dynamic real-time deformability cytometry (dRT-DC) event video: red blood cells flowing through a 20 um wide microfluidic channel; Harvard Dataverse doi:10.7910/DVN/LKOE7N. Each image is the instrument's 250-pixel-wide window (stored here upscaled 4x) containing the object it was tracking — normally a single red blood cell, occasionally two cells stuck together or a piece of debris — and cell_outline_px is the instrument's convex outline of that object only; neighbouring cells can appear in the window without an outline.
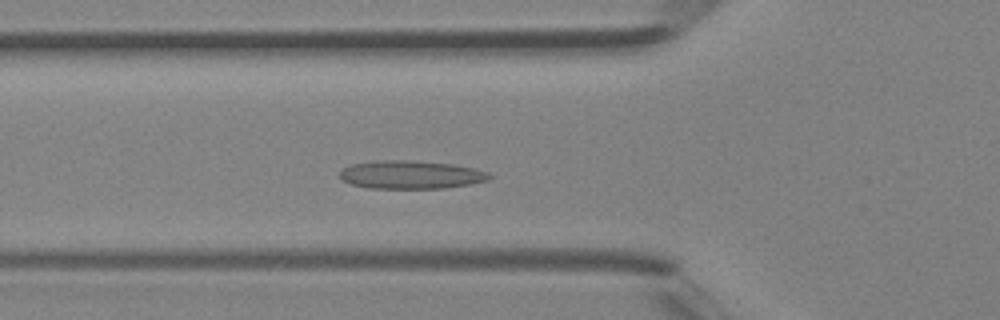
{"species": "Egyptian fruit bat (a non-hibernating species)", "species_latin": "Rousettus aegyptiacus", "temperature_condition": "room temperature", "stored_images_in_passage": 43, "camera_frame_rate_fps": 3000, "um_per_image_px": 0.085, "animal": {"sex": "female"}, "frame": {"image": 1, "passage_image": 13, "time_ms": 4.0, "image_size_px": [1000, 320], "cell_outline_px": [[492, 176], [488, 180], [468, 184], [444, 188], [368, 188], [352, 184], [344, 180], [340, 176], [340, 168], [348, 164], [376, 160], [412, 160], [452, 164], [476, 168], [488, 172]], "centroid_in_image_um": [34.89, 14.83], "position_along_channel_um": 90.9, "area_um2": 24.74}}
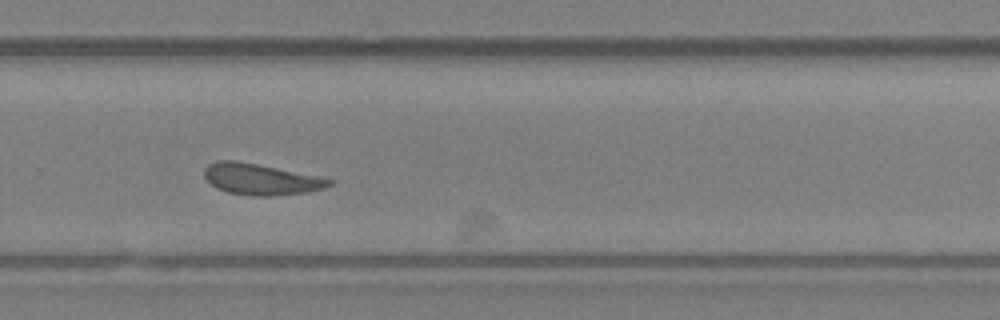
{"frame": {"image": 2, "passage_image": 28, "time_ms": 9.0, "image_size_px": [1000, 320], "cell_outline_px": [[332, 184], [324, 188], [308, 192], [272, 196], [252, 196], [228, 192], [216, 188], [204, 176], [204, 168], [208, 164], [216, 160], [236, 160], [316, 176], [332, 180]], "centroid_in_image_um": [22.12, 15.24], "position_along_channel_um": 307.7, "area_um2": 22.43}}
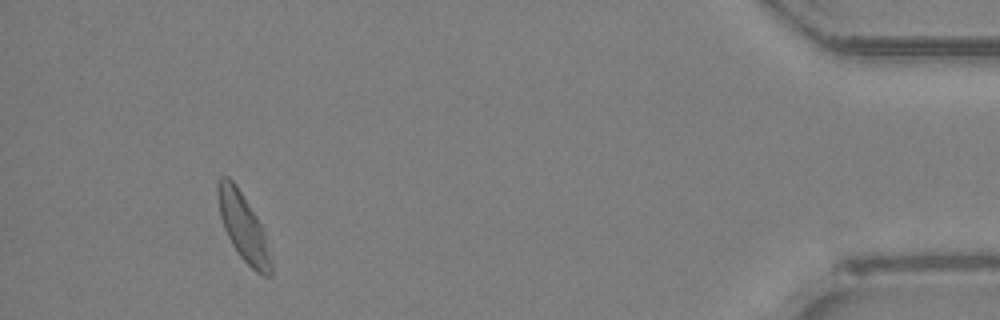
{"frame": {"image": 3, "passage_image": 40, "time_ms": 13.0, "image_size_px": [1000, 320], "cell_outline_px": [[272, 272], [268, 276], [264, 276], [256, 272], [240, 256], [232, 244], [224, 228], [220, 216], [216, 192], [216, 180], [220, 176], [228, 176], [236, 184], [256, 216], [264, 232], [272, 264]], "centroid_in_image_um": [20.64, 19.25], "position_along_channel_um": 414.6, "area_um2": 20.75}, "authors_computed_cell_mechanics": {"area_um2": 22.7732, "velocity_mm_per_s": 4.3374, "shape_relaxation_time_tau1_ms": null, "shape_relaxation_time_tau2_ms": 2.9401, "deformation_change_tau1": null, "deformation_change_tau2": 0.1097}}